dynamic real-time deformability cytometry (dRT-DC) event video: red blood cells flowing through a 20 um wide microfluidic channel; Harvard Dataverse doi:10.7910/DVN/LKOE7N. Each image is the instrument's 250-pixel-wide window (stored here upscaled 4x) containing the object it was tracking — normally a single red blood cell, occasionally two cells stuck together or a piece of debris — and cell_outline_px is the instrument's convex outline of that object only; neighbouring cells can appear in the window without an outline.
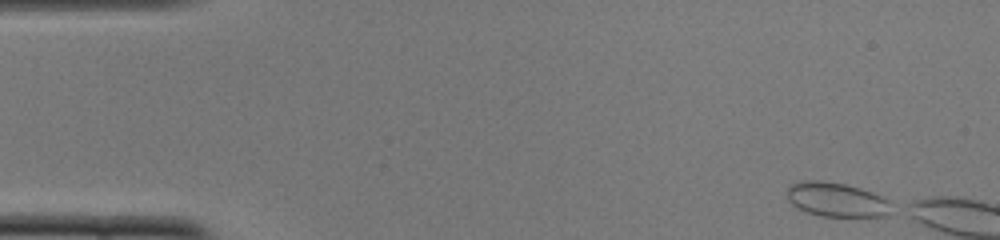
{"species": "common noctule bat (a hibernating species)", "species_latin": "Nyctalus noctula", "temperature_condition": "cold", "stored_images_in_passage": 5, "camera_frame_rate_fps": 3000, "um_per_image_px": 0.085, "animal": {"sex": "female", "body_mass_g": 22.0, "forearm_length_mm": 56.7}, "frame": {"image": 1, "passage_image": 1, "time_ms": 0.0, "image_size_px": [1000, 240], "cell_outline_px": [[888, 200], [884, 216], [820, 216], [796, 208], [788, 200], [788, 184], [800, 180], [820, 180], [844, 184], [860, 188], [880, 196]], "centroid_in_image_um": [70.97, 16.94], "position_along_channel_um": 14.0, "area_um2": 20.4}}